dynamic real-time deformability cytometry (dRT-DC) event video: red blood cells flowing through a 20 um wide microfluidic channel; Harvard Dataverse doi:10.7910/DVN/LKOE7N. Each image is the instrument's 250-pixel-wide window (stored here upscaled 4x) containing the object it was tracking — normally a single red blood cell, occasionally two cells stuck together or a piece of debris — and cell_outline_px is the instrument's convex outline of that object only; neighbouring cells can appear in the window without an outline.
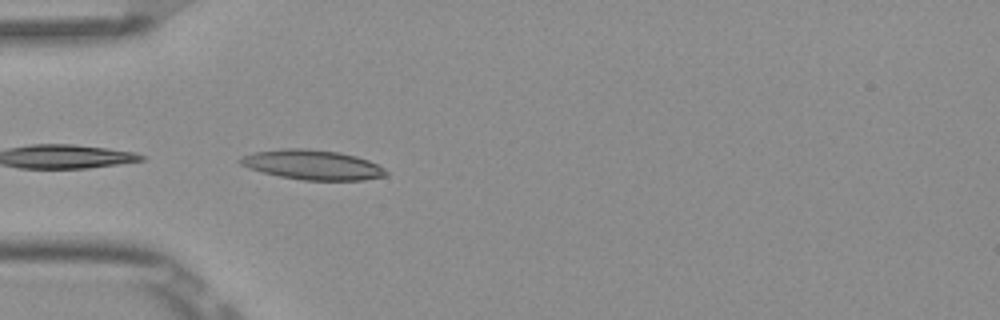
{"species": "Egyptian fruit bat (a non-hibernating species)", "species_latin": "Rousettus aegyptiacus", "temperature_condition": "room temperature", "stored_images_in_passage": 3, "camera_frame_rate_fps": 3000, "um_per_image_px": 0.085, "frame": {"image": 1, "passage_image": 3, "time_ms": 0.667, "image_size_px": [1000, 320], "cell_outline_px": [[388, 176], [364, 180], [304, 180], [280, 176], [248, 168], [240, 164], [236, 160], [240, 156], [252, 152], [284, 148], [308, 148], [340, 152], [356, 156], [368, 160], [384, 168], [388, 172]], "centroid_in_image_um": [26.54, 14.0], "position_along_channel_um": 58.5, "area_um2": 25.49}}